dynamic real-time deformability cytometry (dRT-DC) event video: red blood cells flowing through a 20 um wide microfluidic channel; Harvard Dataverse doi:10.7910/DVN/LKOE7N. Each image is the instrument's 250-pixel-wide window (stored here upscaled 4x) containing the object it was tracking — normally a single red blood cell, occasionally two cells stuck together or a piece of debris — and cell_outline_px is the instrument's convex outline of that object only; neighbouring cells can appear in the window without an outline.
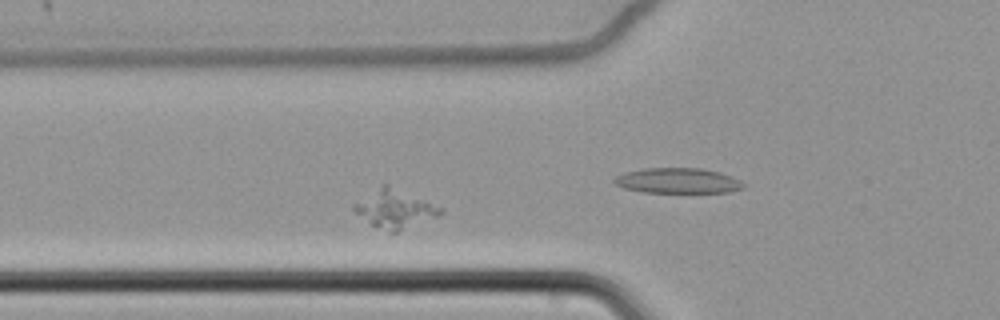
{"species": "common noctule bat (a hibernating species)", "species_latin": "Nyctalus noctula", "temperature_condition": "cold", "stored_images_in_passage": 57, "camera_frame_rate_fps": 3000, "um_per_image_px": 0.085, "animal": {"sex": "female", "body_mass_g": 22.7, "forearm_length_mm": 54.2}, "frame": {"image": 1, "passage_image": 24, "time_ms": 7.667, "image_size_px": [1000, 320], "cell_outline_px": [[444, 212], [440, 216], [396, 232], [388, 232], [372, 224], [356, 212], [352, 208], [352, 204], [384, 184], [388, 184], [444, 208]], "centroid_in_image_um": [33.61, 17.76], "position_along_channel_um": 92.2, "area_um2": 18.96}}
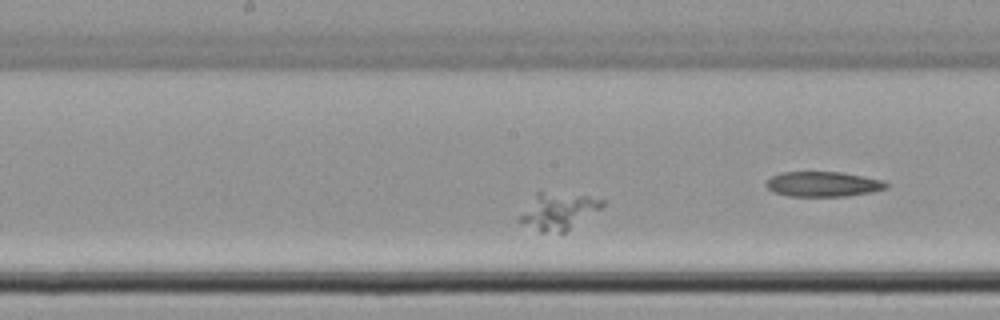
{"frame": {"image": 2, "passage_image": 34, "time_ms": 11.0, "image_size_px": [1000, 320], "cell_outline_px": [[604, 204], [600, 208], [564, 232], [540, 232], [516, 220], [536, 192], [540, 192], [588, 196], [604, 200]], "centroid_in_image_um": [47.4, 17.95], "position_along_channel_um": 200.8, "area_um2": 17.11}}
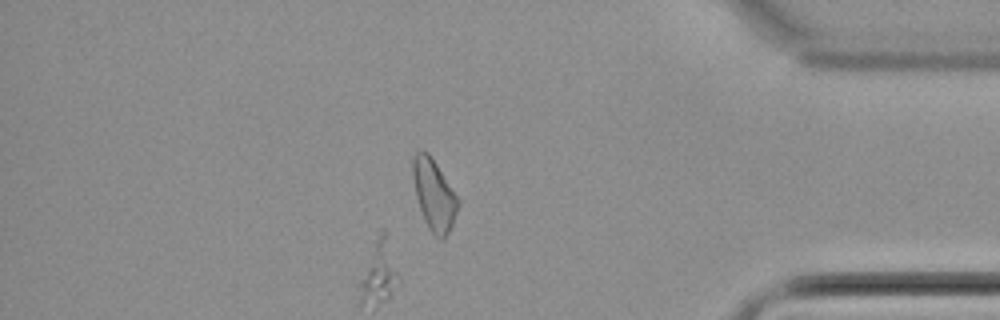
{"frame": {"image": 3, "passage_image": 56, "time_ms": 18.333, "image_size_px": [1000, 320], "cell_outline_px": [[400, 280], [392, 296], [388, 300], [380, 304], [360, 296], [356, 284], [380, 232], [384, 228], [400, 276]], "centroid_in_image_um": [32.24, 23.18], "position_along_channel_um": 403.0, "area_um2": 13.93}}